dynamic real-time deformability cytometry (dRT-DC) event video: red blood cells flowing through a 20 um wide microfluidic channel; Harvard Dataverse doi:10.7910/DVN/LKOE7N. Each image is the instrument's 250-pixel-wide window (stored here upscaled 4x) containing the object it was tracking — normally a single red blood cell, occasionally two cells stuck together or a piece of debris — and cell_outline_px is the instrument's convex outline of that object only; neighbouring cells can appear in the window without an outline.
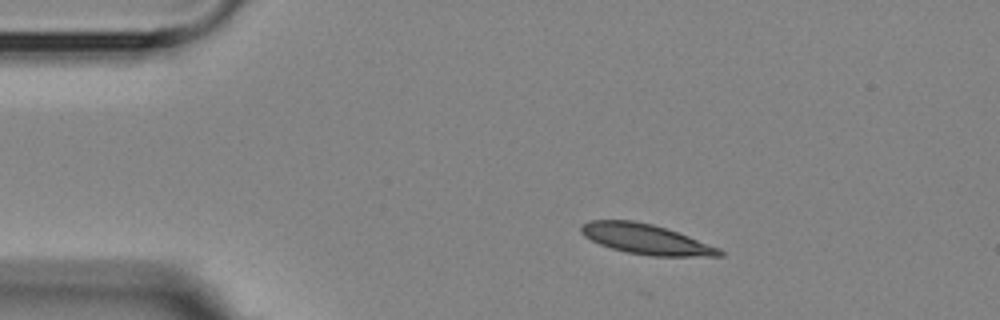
{"species": "Egyptian fruit bat (a non-hibernating species)", "species_latin": "Rousettus aegyptiacus", "temperature_condition": "room temperature", "stored_images_in_passage": 3, "camera_frame_rate_fps": 3000, "um_per_image_px": 0.085, "animal": {"sex": "female"}, "frame": {"image": 1, "passage_image": 1, "time_ms": 0.0, "image_size_px": [1000, 320], "cell_outline_px": [[724, 256], [652, 256], [628, 252], [612, 248], [600, 244], [584, 236], [580, 232], [580, 224], [588, 220], [632, 220], [652, 224], [688, 236], [720, 248], [724, 252]], "centroid_in_image_um": [54.88, 20.32], "position_along_channel_um": 30.1, "area_um2": 24.1}}